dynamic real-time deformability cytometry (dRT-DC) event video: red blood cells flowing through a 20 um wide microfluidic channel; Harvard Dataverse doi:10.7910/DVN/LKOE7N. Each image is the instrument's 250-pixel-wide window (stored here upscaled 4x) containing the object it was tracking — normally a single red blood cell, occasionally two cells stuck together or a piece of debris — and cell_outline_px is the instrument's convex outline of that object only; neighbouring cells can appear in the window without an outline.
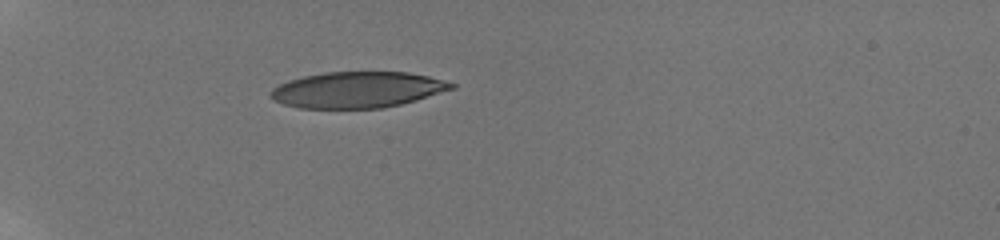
{"species": "human", "species_latin": "Homo sapiens", "temperature_condition": "room temperature", "stored_images_in_passage": 7, "camera_frame_rate_fps": 3000, "um_per_image_px": 0.085, "donor": {"sex": "male"}, "frame": {"image": 1, "passage_image": 1, "time_ms": 0.0, "image_size_px": [1000, 240], "cell_outline_px": [[456, 88], [416, 100], [384, 108], [300, 108], [284, 104], [272, 100], [268, 96], [268, 92], [272, 88], [288, 80], [304, 76], [324, 72], [408, 72], [428, 76], [456, 84]], "centroid_in_image_um": [30.35, 7.63], "position_along_channel_um": 54.7, "area_um2": 38.09}}
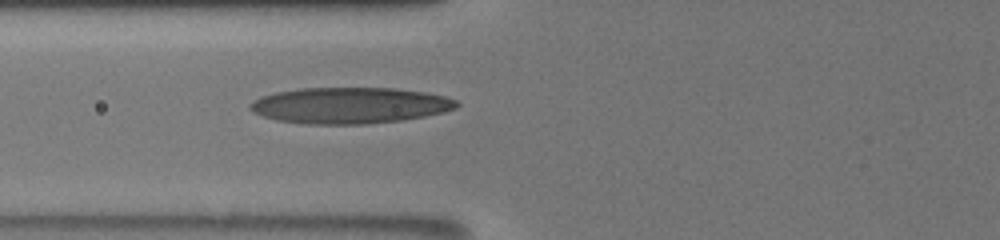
{"frame": {"image": 2, "passage_image": 4, "time_ms": 2.0, "image_size_px": [1000, 240], "cell_outline_px": [[460, 104], [456, 108], [444, 112], [404, 120], [364, 124], [304, 124], [276, 120], [252, 112], [248, 108], [248, 104], [260, 96], [276, 92], [300, 88], [396, 88], [428, 92], [448, 96], [456, 100]], "centroid_in_image_um": [29.75, 8.95], "position_along_channel_um": 96.1, "area_um2": 43.93}}